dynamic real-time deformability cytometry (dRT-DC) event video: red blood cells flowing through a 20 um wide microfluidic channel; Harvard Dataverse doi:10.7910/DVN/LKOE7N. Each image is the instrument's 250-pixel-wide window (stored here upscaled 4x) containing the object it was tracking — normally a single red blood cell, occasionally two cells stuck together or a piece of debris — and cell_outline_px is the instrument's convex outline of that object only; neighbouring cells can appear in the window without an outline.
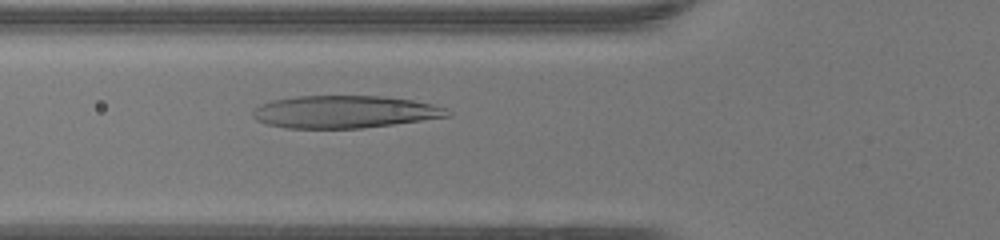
{"species": "human", "species_latin": "Homo sapiens", "temperature_condition": "warm", "stored_images_in_passage": 43, "camera_frame_rate_fps": 3000, "um_per_image_px": 0.085, "donor": {"sex": "female"}, "frame": {"image": 1, "passage_image": 13, "time_ms": 4.0, "image_size_px": [1000, 240], "cell_outline_px": [[452, 116], [392, 124], [360, 128], [288, 128], [268, 124], [256, 120], [252, 116], [252, 112], [260, 104], [272, 100], [296, 96], [380, 96], [412, 100], [432, 104], [448, 108], [452, 112]], "centroid_in_image_um": [29.31, 9.5], "position_along_channel_um": 96.5, "area_um2": 36.76}}
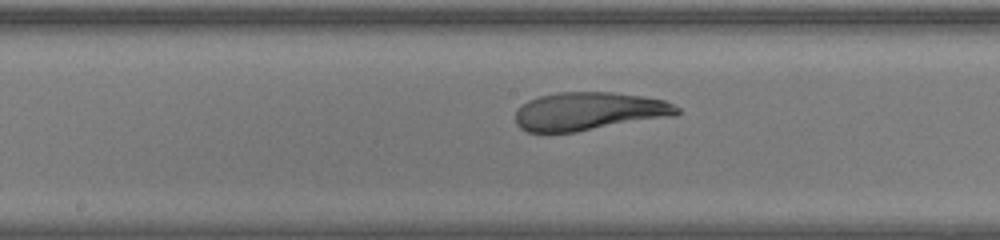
{"frame": {"image": 2, "passage_image": 20, "time_ms": 6.333, "image_size_px": [1000, 240], "cell_outline_px": [[680, 112], [676, 116], [576, 132], [528, 132], [520, 128], [516, 124], [516, 108], [528, 100], [540, 96], [556, 92], [612, 92], [644, 96], [664, 100], [680, 108]], "centroid_in_image_um": [50.08, 9.46], "position_along_channel_um": 198.1, "area_um2": 36.3}}
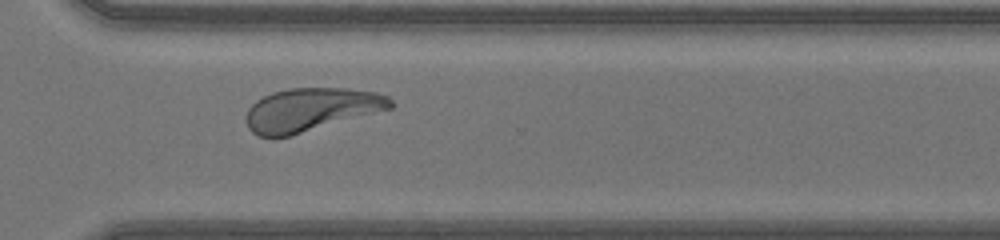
{"frame": {"image": 3, "passage_image": 30, "time_ms": 9.667, "image_size_px": [1000, 240], "cell_outline_px": [[392, 108], [288, 136], [272, 140], [260, 136], [252, 132], [248, 128], [244, 120], [244, 116], [248, 108], [256, 100], [272, 92], [288, 88], [344, 88], [376, 92], [388, 96], [392, 100]], "centroid_in_image_um": [26.35, 9.33], "position_along_channel_um": 344.2, "area_um2": 36.53}, "authors_computed_cell_mechanics": {"area_um2": 37.0498, "velocity_mm_per_s": 4.3752, "shape_relaxation_time_tau1_ms": 4.2458, "shape_relaxation_time_tau2_ms": 1.4146, "deformation_change_tau1": 0.2188, "deformation_change_tau2": 0.0914}}